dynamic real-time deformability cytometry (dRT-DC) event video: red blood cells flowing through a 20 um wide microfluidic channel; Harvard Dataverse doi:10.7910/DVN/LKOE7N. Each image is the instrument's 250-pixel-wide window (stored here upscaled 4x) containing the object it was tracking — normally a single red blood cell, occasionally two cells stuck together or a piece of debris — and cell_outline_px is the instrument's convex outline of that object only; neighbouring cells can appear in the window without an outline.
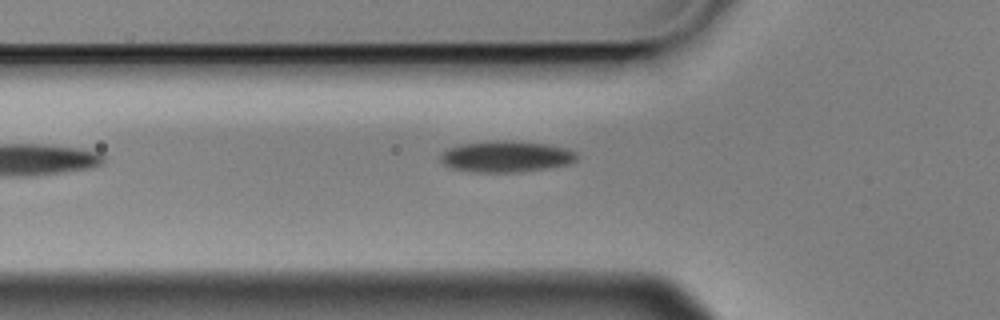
{"species": "Egyptian fruit bat (a non-hibernating species)", "species_latin": "Rousettus aegyptiacus", "temperature_condition": "cold", "stored_images_in_passage": 5, "camera_frame_rate_fps": 3000, "um_per_image_px": 0.085, "animal": {"sex": "male"}, "frame": {"image": 1, "passage_image": 5, "time_ms": 1.333, "image_size_px": [1000, 320], "cell_outline_px": [[576, 160], [568, 164], [544, 168], [512, 172], [476, 172], [452, 168], [444, 164], [440, 160], [440, 156], [448, 148], [464, 144], [504, 140], [544, 144], [564, 148], [576, 152]], "centroid_in_image_um": [43.0, 13.31], "position_along_channel_um": 82.8, "area_um2": 24.1}}